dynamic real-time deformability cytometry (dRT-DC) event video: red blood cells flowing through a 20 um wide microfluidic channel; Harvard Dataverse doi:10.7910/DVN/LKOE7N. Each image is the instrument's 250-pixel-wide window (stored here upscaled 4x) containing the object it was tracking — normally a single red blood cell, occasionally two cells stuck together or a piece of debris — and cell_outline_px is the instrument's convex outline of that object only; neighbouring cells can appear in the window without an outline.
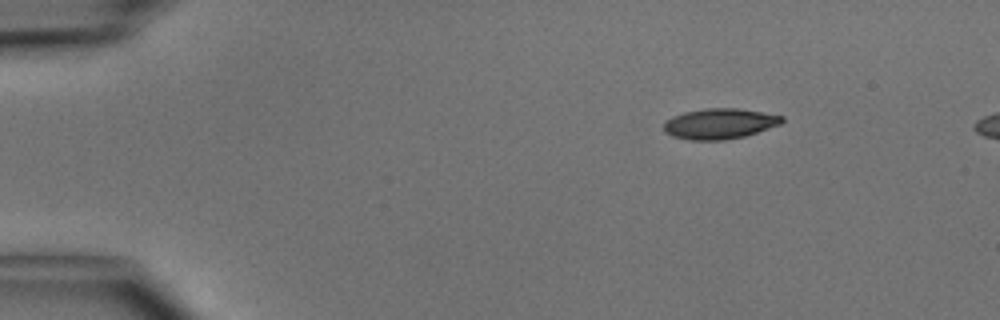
{"species": "common noctule bat (a hibernating species)", "species_latin": "Nyctalus noctula", "temperature_condition": "cold", "stored_images_in_passage": 5, "camera_frame_rate_fps": 3000, "um_per_image_px": 0.085, "animal": {"sex": "male", "body_mass_g": 15.6}, "frame": {"image": 1, "passage_image": 1, "time_ms": 0.0, "image_size_px": [1000, 320], "cell_outline_px": [[784, 120], [780, 124], [744, 136], [724, 140], [688, 140], [672, 136], [664, 132], [664, 120], [672, 116], [684, 112], [704, 108], [736, 108], [784, 116]], "centroid_in_image_um": [61.11, 10.51], "position_along_channel_um": 23.9, "area_um2": 20.98}}